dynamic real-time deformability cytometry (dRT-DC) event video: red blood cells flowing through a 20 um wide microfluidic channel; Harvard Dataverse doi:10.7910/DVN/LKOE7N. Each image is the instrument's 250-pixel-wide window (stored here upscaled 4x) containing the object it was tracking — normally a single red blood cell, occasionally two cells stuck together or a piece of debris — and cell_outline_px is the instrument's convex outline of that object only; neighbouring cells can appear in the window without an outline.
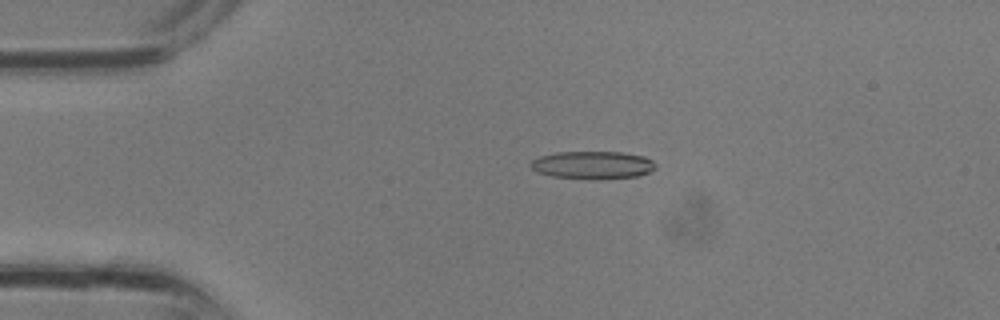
{"species": "common noctule bat (a hibernating species)", "species_latin": "Nyctalus noctula", "temperature_condition": "room temperature", "stored_images_in_passage": 33, "camera_frame_rate_fps": 3000, "um_per_image_px": 0.085, "animal": {"sex": "male", "body_mass_g": 13.3}, "frame": {"image": 1, "passage_image": 7, "time_ms": 2.0, "image_size_px": [1000, 320], "cell_outline_px": [[656, 168], [648, 172], [636, 176], [600, 180], [592, 180], [552, 176], [536, 172], [528, 164], [532, 160], [540, 156], [556, 152], [624, 152], [644, 156], [652, 160], [656, 164]], "centroid_in_image_um": [50.37, 14.03], "position_along_channel_um": 34.6, "area_um2": 20.52}}
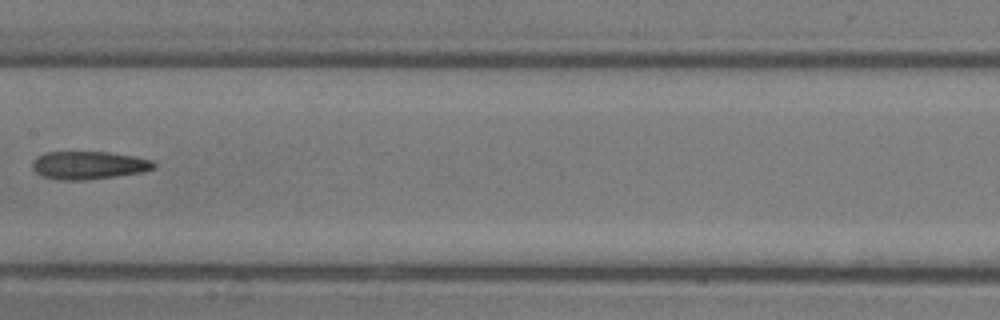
{"frame": {"image": 2, "passage_image": 17, "time_ms": 5.333, "image_size_px": [1000, 320], "cell_outline_px": [[156, 168], [144, 172], [116, 176], [80, 180], [60, 180], [40, 176], [32, 168], [32, 164], [44, 152], [108, 152], [136, 156], [152, 160], [156, 164]], "centroid_in_image_um": [7.58, 14.04], "position_along_channel_um": 199.8, "area_um2": 19.83}}
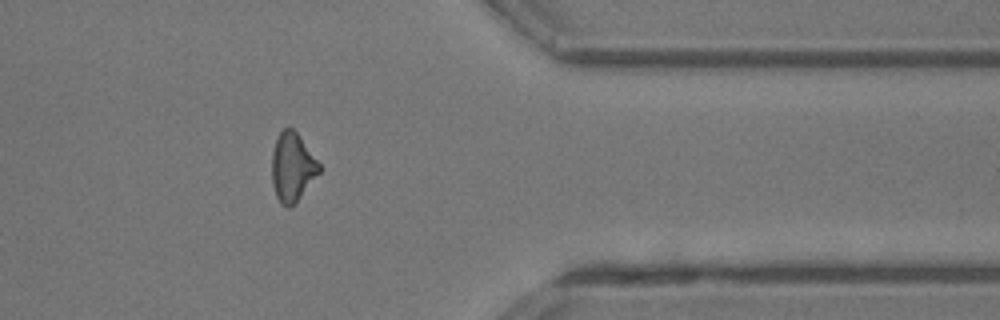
{"frame": {"image": 3, "passage_image": 27, "time_ms": 8.667, "image_size_px": [1000, 320], "cell_outline_px": [[320, 172], [300, 196], [288, 208], [280, 204], [276, 196], [272, 184], [272, 152], [276, 136], [288, 124], [300, 136], [320, 164]], "centroid_in_image_um": [24.82, 14.16], "position_along_channel_um": 386.6, "area_um2": 18.9}}